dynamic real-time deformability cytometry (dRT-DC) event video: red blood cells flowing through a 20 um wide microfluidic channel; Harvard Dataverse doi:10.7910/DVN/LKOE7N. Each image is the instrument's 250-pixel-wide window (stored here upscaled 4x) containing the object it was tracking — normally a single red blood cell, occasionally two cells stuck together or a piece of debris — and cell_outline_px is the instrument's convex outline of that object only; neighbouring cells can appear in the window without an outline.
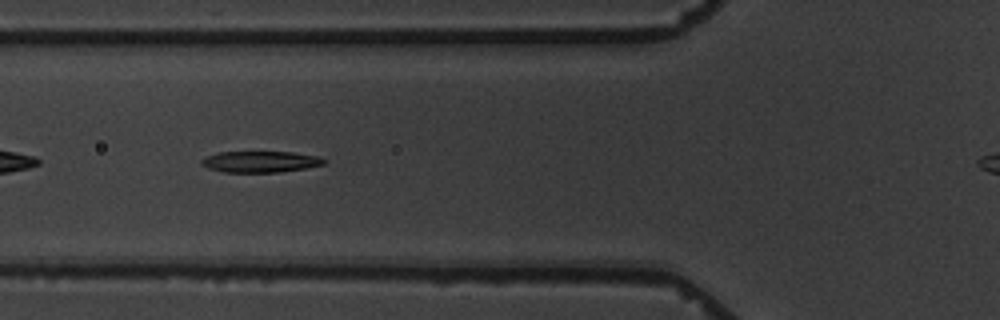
{"species": "common noctule bat (a hibernating species)", "species_latin": "Nyctalus noctula", "temperature_condition": "warm", "stored_images_in_passage": 2, "camera_frame_rate_fps": 3000, "um_per_image_px": 0.085, "animal": {"sex": "male", "body_mass_g": 19.5, "forearm_length_mm": 54.6}, "frame": {"image": 1, "passage_image": 2, "time_ms": 1.333, "image_size_px": [1000, 320], "cell_outline_px": [[324, 164], [304, 168], [280, 172], [224, 172], [208, 168], [200, 164], [200, 160], [208, 156], [220, 152], [292, 152], [320, 156], [324, 160]], "centroid_in_image_um": [22.11, 13.74], "position_along_channel_um": 103.7, "area_um2": 15.03}}